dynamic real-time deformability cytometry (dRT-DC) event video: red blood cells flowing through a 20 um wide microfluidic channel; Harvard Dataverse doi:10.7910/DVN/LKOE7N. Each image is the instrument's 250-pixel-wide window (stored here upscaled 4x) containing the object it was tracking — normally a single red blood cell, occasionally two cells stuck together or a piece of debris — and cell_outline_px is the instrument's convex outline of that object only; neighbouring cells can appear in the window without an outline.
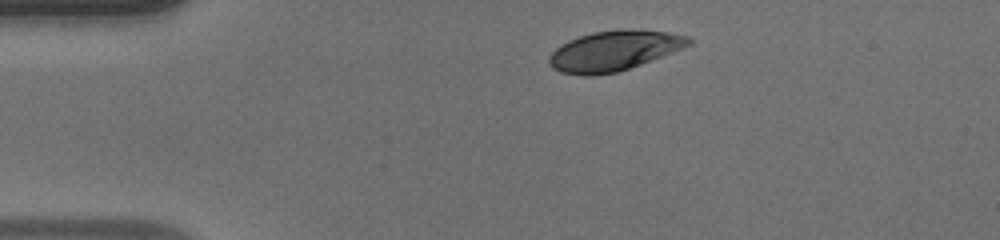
{"species": "human", "species_latin": "Homo sapiens", "temperature_condition": "warm", "stored_images_in_passage": 41, "camera_frame_rate_fps": 3000, "um_per_image_px": 0.085, "donor": {"sex": "male"}, "frame": {"image": 1, "passage_image": 1, "time_ms": 0.0, "image_size_px": [1000, 240], "cell_outline_px": [[692, 44], [684, 48], [640, 64], [616, 72], [592, 76], [584, 76], [560, 72], [552, 68], [548, 60], [548, 56], [556, 48], [568, 40], [592, 32], [620, 28], [628, 28], [668, 32], [688, 36], [692, 40]], "centroid_in_image_um": [52.18, 4.3], "position_along_channel_um": 32.8, "area_um2": 32.77}}
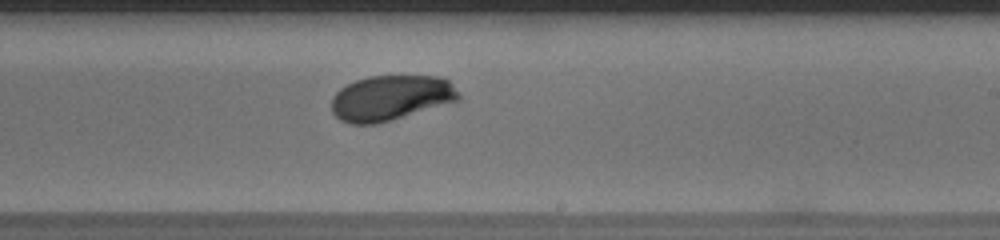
{"frame": {"image": 2, "passage_image": 21, "time_ms": 6.667, "image_size_px": [1000, 240], "cell_outline_px": [[460, 100], [392, 120], [376, 124], [352, 124], [340, 120], [332, 112], [332, 96], [340, 88], [356, 80], [368, 76], [440, 76], [448, 80], [460, 92]], "centroid_in_image_um": [33.22, 8.32], "position_along_channel_um": 255.8, "area_um2": 33.64}}
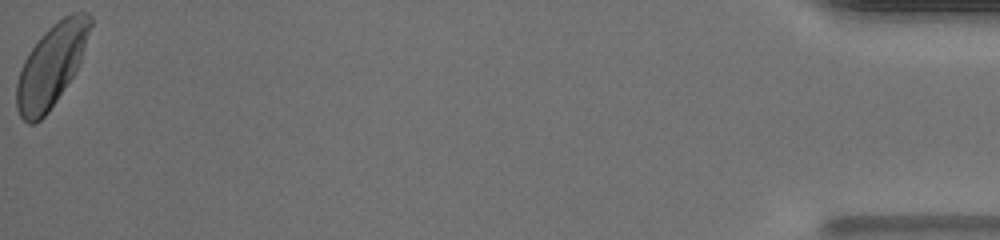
{"frame": {"image": 3, "passage_image": 41, "time_ms": 13.333, "image_size_px": [1000, 240], "cell_outline_px": [[92, 24], [76, 72], [48, 112], [40, 120], [32, 124], [28, 124], [20, 116], [16, 108], [16, 84], [20, 68], [28, 52], [44, 32], [48, 28], [64, 16], [72, 12], [88, 12], [92, 16]], "centroid_in_image_um": [4.35, 5.57], "position_along_channel_um": 430.9, "area_um2": 35.14}, "authors_computed_cell_mechanics": {"area_um2": 33.7552, "velocity_mm_per_s": 4.1092, "shape_relaxation_time_tau1_ms": 2.3854, "shape_relaxation_time_tau2_ms": null, "deformation_change_tau1": 0.1278, "deformation_change_tau2": null}}